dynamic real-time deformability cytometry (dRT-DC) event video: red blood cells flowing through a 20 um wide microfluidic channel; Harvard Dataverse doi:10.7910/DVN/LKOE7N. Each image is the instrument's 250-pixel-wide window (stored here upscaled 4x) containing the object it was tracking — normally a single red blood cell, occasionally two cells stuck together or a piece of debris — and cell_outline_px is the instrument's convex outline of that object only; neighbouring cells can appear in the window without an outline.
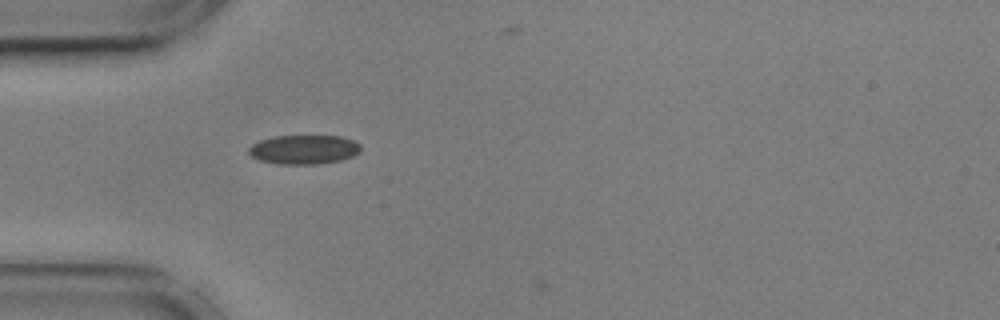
{"species": "common noctule bat (a hibernating species)", "species_latin": "Nyctalus noctula", "temperature_condition": "cold", "stored_images_in_passage": 2, "camera_frame_rate_fps": 3000, "um_per_image_px": 0.085, "animal": {"sex": "male", "body_mass_g": 17.9, "forearm_length_mm": 54.2}, "frame": {"image": 1, "passage_image": 1, "time_ms": 0.0, "image_size_px": [1000, 320], "cell_outline_px": [[360, 152], [352, 156], [340, 160], [320, 164], [280, 164], [260, 160], [252, 156], [248, 152], [248, 148], [252, 144], [260, 140], [276, 136], [340, 136], [352, 140], [360, 144]], "centroid_in_image_um": [25.83, 12.71], "position_along_channel_um": 59.2, "area_um2": 18.96}}